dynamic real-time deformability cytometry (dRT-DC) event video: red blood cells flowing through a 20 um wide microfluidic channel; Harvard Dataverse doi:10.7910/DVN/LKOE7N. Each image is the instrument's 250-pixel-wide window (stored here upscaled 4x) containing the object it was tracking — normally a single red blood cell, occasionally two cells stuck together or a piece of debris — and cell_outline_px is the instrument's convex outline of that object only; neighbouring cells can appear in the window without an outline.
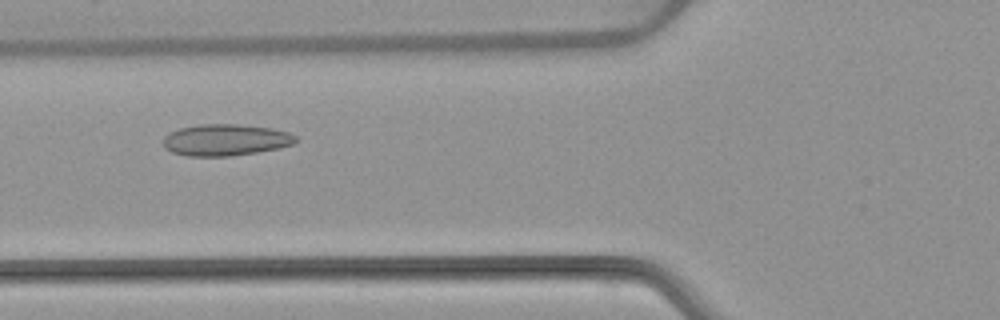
{"species": "common noctule bat (a hibernating species)", "species_latin": "Nyctalus noctula", "temperature_condition": "warm", "stored_images_in_passage": 5, "camera_frame_rate_fps": 3000, "um_per_image_px": 0.085, "animal": {"sex": "female", "body_mass_g": 22.7, "forearm_length_mm": 54.2}, "frame": {"image": 1, "passage_image": 4, "time_ms": 3.667, "image_size_px": [1000, 320], "cell_outline_px": [[296, 140], [292, 144], [280, 148], [232, 156], [188, 156], [172, 152], [164, 148], [160, 140], [168, 132], [180, 128], [200, 124], [236, 124], [272, 128], [288, 132], [296, 136]], "centroid_in_image_um": [19.11, 11.89], "position_along_channel_um": 106.7, "area_um2": 24.57}}
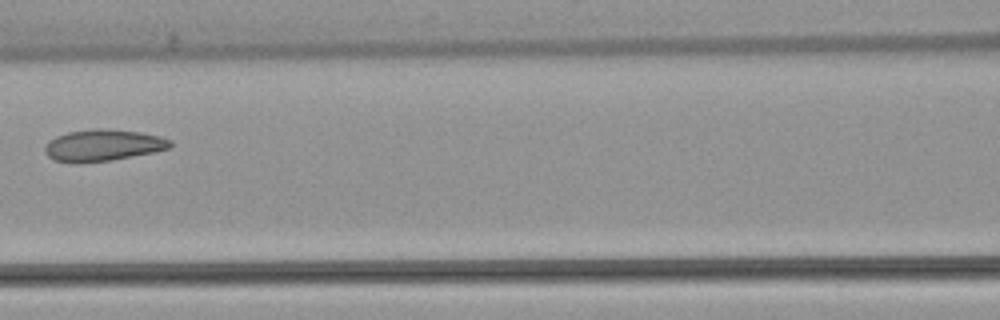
{"frame": {"image": 2, "passage_image": 5, "time_ms": 5.0, "image_size_px": [1000, 320], "cell_outline_px": [[172, 144], [168, 148], [152, 152], [112, 160], [80, 164], [56, 160], [48, 156], [44, 152], [44, 144], [48, 140], [56, 136], [68, 132], [92, 128], [104, 128], [140, 132], [160, 136], [172, 140]], "centroid_in_image_um": [8.71, 12.34], "position_along_channel_um": 157.9, "area_um2": 23.29}}